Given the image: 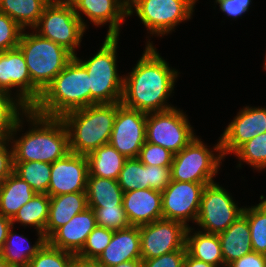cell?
Listing matches in <instances>:
<instances>
[{"label":"cell","mask_w":266,"mask_h":267,"mask_svg":"<svg viewBox=\"0 0 266 267\" xmlns=\"http://www.w3.org/2000/svg\"><path fill=\"white\" fill-rule=\"evenodd\" d=\"M129 75L124 77L121 103L145 113L173 108L166 102L174 90L178 71L159 55L150 41Z\"/></svg>","instance_id":"obj_1"},{"label":"cell","mask_w":266,"mask_h":267,"mask_svg":"<svg viewBox=\"0 0 266 267\" xmlns=\"http://www.w3.org/2000/svg\"><path fill=\"white\" fill-rule=\"evenodd\" d=\"M23 116L30 122L31 129L15 140L17 131L23 127ZM10 140L13 162L40 161L52 164L70 152L69 134L64 121L58 117L39 115L32 109L26 110L18 119Z\"/></svg>","instance_id":"obj_2"},{"label":"cell","mask_w":266,"mask_h":267,"mask_svg":"<svg viewBox=\"0 0 266 267\" xmlns=\"http://www.w3.org/2000/svg\"><path fill=\"white\" fill-rule=\"evenodd\" d=\"M88 106H91L89 76L86 68L73 57L31 109L42 116L61 118L70 111Z\"/></svg>","instance_id":"obj_3"},{"label":"cell","mask_w":266,"mask_h":267,"mask_svg":"<svg viewBox=\"0 0 266 267\" xmlns=\"http://www.w3.org/2000/svg\"><path fill=\"white\" fill-rule=\"evenodd\" d=\"M118 102L93 104L64 114L69 134V150L87 156L109 143L117 114Z\"/></svg>","instance_id":"obj_4"},{"label":"cell","mask_w":266,"mask_h":267,"mask_svg":"<svg viewBox=\"0 0 266 267\" xmlns=\"http://www.w3.org/2000/svg\"><path fill=\"white\" fill-rule=\"evenodd\" d=\"M18 48L24 55L32 83L43 92L74 57L68 50L38 33H24Z\"/></svg>","instance_id":"obj_5"},{"label":"cell","mask_w":266,"mask_h":267,"mask_svg":"<svg viewBox=\"0 0 266 267\" xmlns=\"http://www.w3.org/2000/svg\"><path fill=\"white\" fill-rule=\"evenodd\" d=\"M119 36H106L100 50L89 60L74 56L89 76L91 105L121 102L124 77L118 75L117 44Z\"/></svg>","instance_id":"obj_6"},{"label":"cell","mask_w":266,"mask_h":267,"mask_svg":"<svg viewBox=\"0 0 266 267\" xmlns=\"http://www.w3.org/2000/svg\"><path fill=\"white\" fill-rule=\"evenodd\" d=\"M76 56L86 28L69 0H51L44 8L38 24L32 29Z\"/></svg>","instance_id":"obj_7"},{"label":"cell","mask_w":266,"mask_h":267,"mask_svg":"<svg viewBox=\"0 0 266 267\" xmlns=\"http://www.w3.org/2000/svg\"><path fill=\"white\" fill-rule=\"evenodd\" d=\"M201 139L196 137L180 152L174 154L171 164V180L180 182L212 183L216 176L223 155L221 152V140L213 150L205 146ZM211 150V151H210Z\"/></svg>","instance_id":"obj_8"},{"label":"cell","mask_w":266,"mask_h":267,"mask_svg":"<svg viewBox=\"0 0 266 267\" xmlns=\"http://www.w3.org/2000/svg\"><path fill=\"white\" fill-rule=\"evenodd\" d=\"M198 0H128V16L134 11L151 35L171 33L183 21L191 19ZM135 10H134V9Z\"/></svg>","instance_id":"obj_9"},{"label":"cell","mask_w":266,"mask_h":267,"mask_svg":"<svg viewBox=\"0 0 266 267\" xmlns=\"http://www.w3.org/2000/svg\"><path fill=\"white\" fill-rule=\"evenodd\" d=\"M194 134L187 116L177 107L147 113L146 142L176 154L197 137Z\"/></svg>","instance_id":"obj_10"},{"label":"cell","mask_w":266,"mask_h":267,"mask_svg":"<svg viewBox=\"0 0 266 267\" xmlns=\"http://www.w3.org/2000/svg\"><path fill=\"white\" fill-rule=\"evenodd\" d=\"M243 210L230 193L212 182L203 188L196 224L202 228V232L219 234L242 215Z\"/></svg>","instance_id":"obj_11"},{"label":"cell","mask_w":266,"mask_h":267,"mask_svg":"<svg viewBox=\"0 0 266 267\" xmlns=\"http://www.w3.org/2000/svg\"><path fill=\"white\" fill-rule=\"evenodd\" d=\"M188 226L168 219H159L139 226L141 258L152 259L175 250L186 249Z\"/></svg>","instance_id":"obj_12"},{"label":"cell","mask_w":266,"mask_h":267,"mask_svg":"<svg viewBox=\"0 0 266 267\" xmlns=\"http://www.w3.org/2000/svg\"><path fill=\"white\" fill-rule=\"evenodd\" d=\"M147 113L118 102L117 114L109 143L126 159L138 158L146 142Z\"/></svg>","instance_id":"obj_13"},{"label":"cell","mask_w":266,"mask_h":267,"mask_svg":"<svg viewBox=\"0 0 266 267\" xmlns=\"http://www.w3.org/2000/svg\"><path fill=\"white\" fill-rule=\"evenodd\" d=\"M17 89L16 97L31 109L41 96V91L32 83L23 53L17 47L0 52V89L11 94Z\"/></svg>","instance_id":"obj_14"},{"label":"cell","mask_w":266,"mask_h":267,"mask_svg":"<svg viewBox=\"0 0 266 267\" xmlns=\"http://www.w3.org/2000/svg\"><path fill=\"white\" fill-rule=\"evenodd\" d=\"M210 183L180 182L171 180L161 192L163 219L175 220L189 227L187 222L197 220L201 195Z\"/></svg>","instance_id":"obj_15"},{"label":"cell","mask_w":266,"mask_h":267,"mask_svg":"<svg viewBox=\"0 0 266 267\" xmlns=\"http://www.w3.org/2000/svg\"><path fill=\"white\" fill-rule=\"evenodd\" d=\"M88 174L87 157L70 151L52 163L48 196L86 192Z\"/></svg>","instance_id":"obj_16"},{"label":"cell","mask_w":266,"mask_h":267,"mask_svg":"<svg viewBox=\"0 0 266 267\" xmlns=\"http://www.w3.org/2000/svg\"><path fill=\"white\" fill-rule=\"evenodd\" d=\"M265 132L266 108L244 107L219 137L223 158L229 153H234L245 142Z\"/></svg>","instance_id":"obj_17"},{"label":"cell","mask_w":266,"mask_h":267,"mask_svg":"<svg viewBox=\"0 0 266 267\" xmlns=\"http://www.w3.org/2000/svg\"><path fill=\"white\" fill-rule=\"evenodd\" d=\"M82 25L87 29L80 12L97 26L109 22L106 36H119L120 27L128 17V0H69Z\"/></svg>","instance_id":"obj_18"},{"label":"cell","mask_w":266,"mask_h":267,"mask_svg":"<svg viewBox=\"0 0 266 267\" xmlns=\"http://www.w3.org/2000/svg\"><path fill=\"white\" fill-rule=\"evenodd\" d=\"M96 226L94 211L88 207L72 217L68 223L59 227L46 241L53 247L76 255Z\"/></svg>","instance_id":"obj_19"},{"label":"cell","mask_w":266,"mask_h":267,"mask_svg":"<svg viewBox=\"0 0 266 267\" xmlns=\"http://www.w3.org/2000/svg\"><path fill=\"white\" fill-rule=\"evenodd\" d=\"M122 203L131 226L150 224L163 218L161 192L151 188L123 192Z\"/></svg>","instance_id":"obj_20"},{"label":"cell","mask_w":266,"mask_h":267,"mask_svg":"<svg viewBox=\"0 0 266 267\" xmlns=\"http://www.w3.org/2000/svg\"><path fill=\"white\" fill-rule=\"evenodd\" d=\"M131 260H142L139 226L114 231L109 245L97 259L104 267H114Z\"/></svg>","instance_id":"obj_21"},{"label":"cell","mask_w":266,"mask_h":267,"mask_svg":"<svg viewBox=\"0 0 266 267\" xmlns=\"http://www.w3.org/2000/svg\"><path fill=\"white\" fill-rule=\"evenodd\" d=\"M88 208L86 192H74L50 197L49 218L45 227L46 240L72 217Z\"/></svg>","instance_id":"obj_22"},{"label":"cell","mask_w":266,"mask_h":267,"mask_svg":"<svg viewBox=\"0 0 266 267\" xmlns=\"http://www.w3.org/2000/svg\"><path fill=\"white\" fill-rule=\"evenodd\" d=\"M218 237L224 267L253 251L249 223L244 214L240 215L225 231L219 233Z\"/></svg>","instance_id":"obj_23"},{"label":"cell","mask_w":266,"mask_h":267,"mask_svg":"<svg viewBox=\"0 0 266 267\" xmlns=\"http://www.w3.org/2000/svg\"><path fill=\"white\" fill-rule=\"evenodd\" d=\"M35 194L28 183L12 172L0 184V214L12 219Z\"/></svg>","instance_id":"obj_24"},{"label":"cell","mask_w":266,"mask_h":267,"mask_svg":"<svg viewBox=\"0 0 266 267\" xmlns=\"http://www.w3.org/2000/svg\"><path fill=\"white\" fill-rule=\"evenodd\" d=\"M188 227L186 234L187 253L200 261L212 264L216 267H224L223 254L218 234L194 231ZM192 233V235H191Z\"/></svg>","instance_id":"obj_25"},{"label":"cell","mask_w":266,"mask_h":267,"mask_svg":"<svg viewBox=\"0 0 266 267\" xmlns=\"http://www.w3.org/2000/svg\"><path fill=\"white\" fill-rule=\"evenodd\" d=\"M86 157L89 175L116 181L126 160L110 143L96 148Z\"/></svg>","instance_id":"obj_26"},{"label":"cell","mask_w":266,"mask_h":267,"mask_svg":"<svg viewBox=\"0 0 266 267\" xmlns=\"http://www.w3.org/2000/svg\"><path fill=\"white\" fill-rule=\"evenodd\" d=\"M13 228L14 226L7 233V238L0 256L13 267H27L31 258L46 242V238L44 234L38 232L37 241L31 246L30 241L26 237H23V235L15 234Z\"/></svg>","instance_id":"obj_27"},{"label":"cell","mask_w":266,"mask_h":267,"mask_svg":"<svg viewBox=\"0 0 266 267\" xmlns=\"http://www.w3.org/2000/svg\"><path fill=\"white\" fill-rule=\"evenodd\" d=\"M86 194L88 207L90 208L123 206V190L118 182L113 179L88 174Z\"/></svg>","instance_id":"obj_28"},{"label":"cell","mask_w":266,"mask_h":267,"mask_svg":"<svg viewBox=\"0 0 266 267\" xmlns=\"http://www.w3.org/2000/svg\"><path fill=\"white\" fill-rule=\"evenodd\" d=\"M51 0H0V12L8 15L24 30L38 24L45 6Z\"/></svg>","instance_id":"obj_29"},{"label":"cell","mask_w":266,"mask_h":267,"mask_svg":"<svg viewBox=\"0 0 266 267\" xmlns=\"http://www.w3.org/2000/svg\"><path fill=\"white\" fill-rule=\"evenodd\" d=\"M49 205L50 197L47 194L36 193L11 219L12 226H14V222H19L23 226H34L37 232L45 236V227L49 218Z\"/></svg>","instance_id":"obj_30"},{"label":"cell","mask_w":266,"mask_h":267,"mask_svg":"<svg viewBox=\"0 0 266 267\" xmlns=\"http://www.w3.org/2000/svg\"><path fill=\"white\" fill-rule=\"evenodd\" d=\"M52 164L40 161L13 162V172L28 183L37 194H47Z\"/></svg>","instance_id":"obj_31"},{"label":"cell","mask_w":266,"mask_h":267,"mask_svg":"<svg viewBox=\"0 0 266 267\" xmlns=\"http://www.w3.org/2000/svg\"><path fill=\"white\" fill-rule=\"evenodd\" d=\"M264 198L261 195L259 204L249 208L244 207L243 214L248 219L253 251L266 255V198Z\"/></svg>","instance_id":"obj_32"},{"label":"cell","mask_w":266,"mask_h":267,"mask_svg":"<svg viewBox=\"0 0 266 267\" xmlns=\"http://www.w3.org/2000/svg\"><path fill=\"white\" fill-rule=\"evenodd\" d=\"M11 96L0 89V139H10L18 119L28 110L16 96Z\"/></svg>","instance_id":"obj_33"},{"label":"cell","mask_w":266,"mask_h":267,"mask_svg":"<svg viewBox=\"0 0 266 267\" xmlns=\"http://www.w3.org/2000/svg\"><path fill=\"white\" fill-rule=\"evenodd\" d=\"M117 182L123 192L147 189V165L138 158L126 159Z\"/></svg>","instance_id":"obj_34"},{"label":"cell","mask_w":266,"mask_h":267,"mask_svg":"<svg viewBox=\"0 0 266 267\" xmlns=\"http://www.w3.org/2000/svg\"><path fill=\"white\" fill-rule=\"evenodd\" d=\"M234 154L238 157L241 167V161L246 162L257 170L266 168V132L257 135L253 139L241 145Z\"/></svg>","instance_id":"obj_35"},{"label":"cell","mask_w":266,"mask_h":267,"mask_svg":"<svg viewBox=\"0 0 266 267\" xmlns=\"http://www.w3.org/2000/svg\"><path fill=\"white\" fill-rule=\"evenodd\" d=\"M74 257L75 254L53 247L46 241L27 267H71Z\"/></svg>","instance_id":"obj_36"},{"label":"cell","mask_w":266,"mask_h":267,"mask_svg":"<svg viewBox=\"0 0 266 267\" xmlns=\"http://www.w3.org/2000/svg\"><path fill=\"white\" fill-rule=\"evenodd\" d=\"M113 233L114 230L97 225L88 235L84 246L76 256L87 260H97L109 245Z\"/></svg>","instance_id":"obj_37"},{"label":"cell","mask_w":266,"mask_h":267,"mask_svg":"<svg viewBox=\"0 0 266 267\" xmlns=\"http://www.w3.org/2000/svg\"><path fill=\"white\" fill-rule=\"evenodd\" d=\"M92 209L98 226L114 231L131 226L123 206H110Z\"/></svg>","instance_id":"obj_38"},{"label":"cell","mask_w":266,"mask_h":267,"mask_svg":"<svg viewBox=\"0 0 266 267\" xmlns=\"http://www.w3.org/2000/svg\"><path fill=\"white\" fill-rule=\"evenodd\" d=\"M173 158L174 154L170 150L149 142L144 143L138 156L144 165L161 167H171Z\"/></svg>","instance_id":"obj_39"},{"label":"cell","mask_w":266,"mask_h":267,"mask_svg":"<svg viewBox=\"0 0 266 267\" xmlns=\"http://www.w3.org/2000/svg\"><path fill=\"white\" fill-rule=\"evenodd\" d=\"M23 30L12 18L0 12V52L17 48Z\"/></svg>","instance_id":"obj_40"},{"label":"cell","mask_w":266,"mask_h":267,"mask_svg":"<svg viewBox=\"0 0 266 267\" xmlns=\"http://www.w3.org/2000/svg\"><path fill=\"white\" fill-rule=\"evenodd\" d=\"M187 250H175L152 259L141 260V267H184Z\"/></svg>","instance_id":"obj_41"},{"label":"cell","mask_w":266,"mask_h":267,"mask_svg":"<svg viewBox=\"0 0 266 267\" xmlns=\"http://www.w3.org/2000/svg\"><path fill=\"white\" fill-rule=\"evenodd\" d=\"M171 181V167L147 165V189L162 192Z\"/></svg>","instance_id":"obj_42"},{"label":"cell","mask_w":266,"mask_h":267,"mask_svg":"<svg viewBox=\"0 0 266 267\" xmlns=\"http://www.w3.org/2000/svg\"><path fill=\"white\" fill-rule=\"evenodd\" d=\"M10 139H0V182L13 172V149ZM9 146V147H8Z\"/></svg>","instance_id":"obj_43"},{"label":"cell","mask_w":266,"mask_h":267,"mask_svg":"<svg viewBox=\"0 0 266 267\" xmlns=\"http://www.w3.org/2000/svg\"><path fill=\"white\" fill-rule=\"evenodd\" d=\"M219 4L220 10L227 16L238 18L249 10L251 2H239L234 0H215Z\"/></svg>","instance_id":"obj_44"},{"label":"cell","mask_w":266,"mask_h":267,"mask_svg":"<svg viewBox=\"0 0 266 267\" xmlns=\"http://www.w3.org/2000/svg\"><path fill=\"white\" fill-rule=\"evenodd\" d=\"M227 267H266V255L252 251L234 260Z\"/></svg>","instance_id":"obj_45"},{"label":"cell","mask_w":266,"mask_h":267,"mask_svg":"<svg viewBox=\"0 0 266 267\" xmlns=\"http://www.w3.org/2000/svg\"><path fill=\"white\" fill-rule=\"evenodd\" d=\"M11 227V219L0 214V253L6 241L7 233Z\"/></svg>","instance_id":"obj_46"},{"label":"cell","mask_w":266,"mask_h":267,"mask_svg":"<svg viewBox=\"0 0 266 267\" xmlns=\"http://www.w3.org/2000/svg\"><path fill=\"white\" fill-rule=\"evenodd\" d=\"M71 267H104L97 260L82 259L75 255Z\"/></svg>","instance_id":"obj_47"},{"label":"cell","mask_w":266,"mask_h":267,"mask_svg":"<svg viewBox=\"0 0 266 267\" xmlns=\"http://www.w3.org/2000/svg\"><path fill=\"white\" fill-rule=\"evenodd\" d=\"M184 267H216L212 264L197 260L186 253Z\"/></svg>","instance_id":"obj_48"},{"label":"cell","mask_w":266,"mask_h":267,"mask_svg":"<svg viewBox=\"0 0 266 267\" xmlns=\"http://www.w3.org/2000/svg\"><path fill=\"white\" fill-rule=\"evenodd\" d=\"M114 267H141V260H131L124 263H120Z\"/></svg>","instance_id":"obj_49"},{"label":"cell","mask_w":266,"mask_h":267,"mask_svg":"<svg viewBox=\"0 0 266 267\" xmlns=\"http://www.w3.org/2000/svg\"><path fill=\"white\" fill-rule=\"evenodd\" d=\"M0 267H13L0 256Z\"/></svg>","instance_id":"obj_50"},{"label":"cell","mask_w":266,"mask_h":267,"mask_svg":"<svg viewBox=\"0 0 266 267\" xmlns=\"http://www.w3.org/2000/svg\"><path fill=\"white\" fill-rule=\"evenodd\" d=\"M234 1H239V2H251V0H234Z\"/></svg>","instance_id":"obj_51"},{"label":"cell","mask_w":266,"mask_h":267,"mask_svg":"<svg viewBox=\"0 0 266 267\" xmlns=\"http://www.w3.org/2000/svg\"><path fill=\"white\" fill-rule=\"evenodd\" d=\"M265 56H266V55H265ZM264 69H266V57H265Z\"/></svg>","instance_id":"obj_52"}]
</instances>
